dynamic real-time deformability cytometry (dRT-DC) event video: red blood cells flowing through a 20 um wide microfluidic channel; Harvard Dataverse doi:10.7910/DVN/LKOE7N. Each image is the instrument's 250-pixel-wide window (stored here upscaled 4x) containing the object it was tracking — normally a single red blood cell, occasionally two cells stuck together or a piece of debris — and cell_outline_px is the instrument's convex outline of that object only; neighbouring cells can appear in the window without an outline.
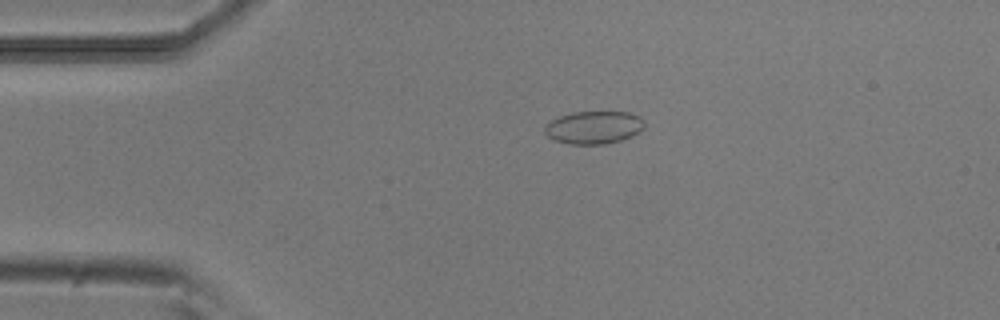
{"species": "common noctule bat (a hibernating species)", "species_latin": "Nyctalus noctula", "temperature_condition": "room temperature", "stored_images_in_passage": 53, "camera_frame_rate_fps": 3000, "um_per_image_px": 0.085, "animal": {"sex": "male", "body_mass_g": 20.5, "forearm_length_mm": 52.5}, "frame": {"image": 1, "passage_image": 11, "time_ms": 3.333, "image_size_px": [1000, 320], "cell_outline_px": [[644, 128], [640, 132], [632, 136], [620, 140], [604, 144], [572, 144], [556, 140], [548, 136], [544, 132], [544, 128], [552, 120], [560, 116], [572, 112], [628, 112], [640, 116], [644, 120]], "centroid_in_image_um": [50.52, 10.82], "position_along_channel_um": 34.5, "area_um2": 18.96}}
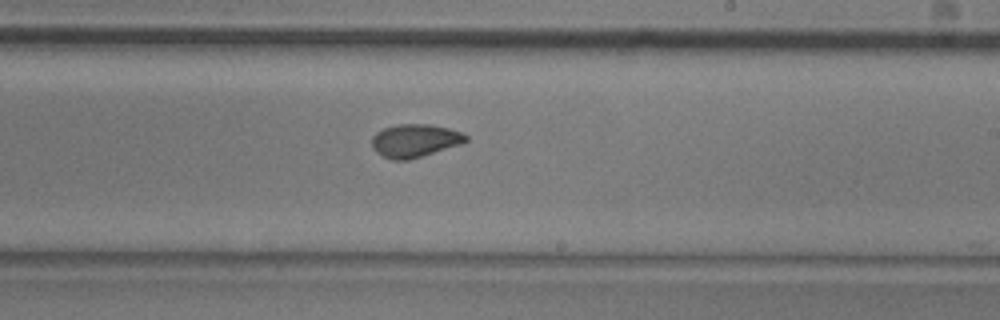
{"frame": {"image": 2, "passage_image": 31, "time_ms": 10.0, "image_size_px": [1000, 320], "cell_outline_px": [[468, 140], [460, 144], [408, 160], [392, 160], [376, 152], [372, 148], [372, 136], [376, 132], [384, 128], [400, 124], [428, 124], [448, 128], [460, 132], [468, 136]], "centroid_in_image_um": [35.23, 11.95], "position_along_channel_um": 253.8, "area_um2": 17.92}}
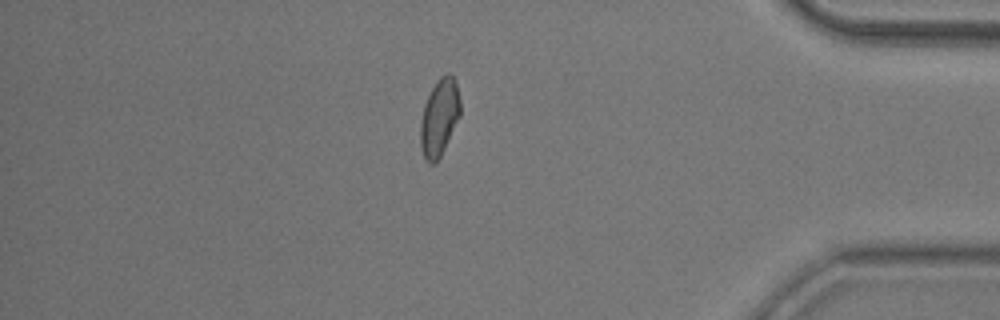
{"frame": {"image": 3, "passage_image": 45, "time_ms": 14.667, "image_size_px": [1000, 320], "cell_outline_px": [[460, 116], [436, 164], [428, 164], [420, 148], [420, 120], [424, 104], [432, 88], [440, 76], [448, 72], [452, 76], [456, 84], [460, 100]], "centroid_in_image_um": [37.33, 10.0], "position_along_channel_um": 397.9, "area_um2": 17.86}, "authors_computed_cell_mechanics": {"area_um2": 18.0336, "velocity_mm_per_s": 3.8226, "shape_relaxation_time_tau1_ms": 3.562, "shape_relaxation_time_tau2_ms": 2.8273, "deformation_change_tau1": 0.0816, "deformation_change_tau2": 0.0602}}